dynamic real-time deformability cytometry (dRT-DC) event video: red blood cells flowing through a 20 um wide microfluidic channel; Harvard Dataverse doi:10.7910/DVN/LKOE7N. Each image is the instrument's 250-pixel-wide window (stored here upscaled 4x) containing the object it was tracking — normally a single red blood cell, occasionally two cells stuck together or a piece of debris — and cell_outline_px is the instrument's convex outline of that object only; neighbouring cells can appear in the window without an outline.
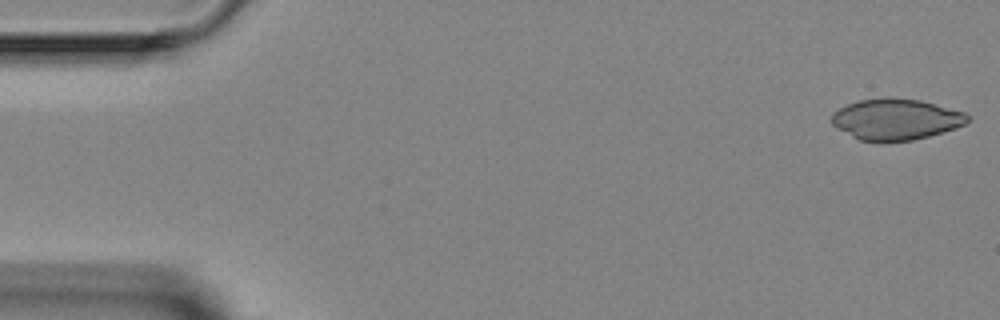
{"species": "Egyptian fruit bat (a non-hibernating species)", "species_latin": "Rousettus aegyptiacus", "temperature_condition": "room temperature", "stored_images_in_passage": 2, "camera_frame_rate_fps": 3000, "um_per_image_px": 0.085, "animal": {"sex": "female"}, "frame": {"image": 1, "passage_image": 2, "time_ms": 1.333, "image_size_px": [1000, 320], "cell_outline_px": [[968, 120], [964, 124], [956, 128], [928, 136], [912, 140], [884, 144], [880, 144], [860, 140], [836, 128], [832, 124], [832, 112], [848, 104], [860, 100], [884, 96], [888, 96], [920, 100], [964, 112], [968, 116]], "centroid_in_image_um": [76.1, 10.16], "position_along_channel_um": 8.9, "area_um2": 33.0}}